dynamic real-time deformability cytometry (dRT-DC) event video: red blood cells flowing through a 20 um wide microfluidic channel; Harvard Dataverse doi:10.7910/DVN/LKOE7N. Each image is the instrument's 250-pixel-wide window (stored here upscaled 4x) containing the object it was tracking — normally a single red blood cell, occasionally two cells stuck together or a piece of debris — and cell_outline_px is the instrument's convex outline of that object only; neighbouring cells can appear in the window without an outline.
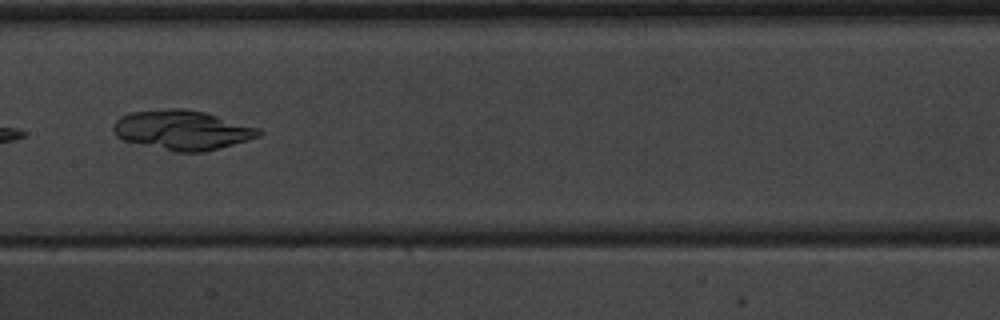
{"species": "common noctule bat (a hibernating species)", "species_latin": "Nyctalus noctula", "temperature_condition": "warm", "stored_images_in_passage": 7, "camera_frame_rate_fps": 3000, "um_per_image_px": 0.085, "animal": {"sex": "male", "body_mass_g": 20.1, "forearm_length_mm": 53.5}, "frame": {"image": 1, "passage_image": 6, "time_ms": 6.0, "image_size_px": [1000, 320], "cell_outline_px": [[264, 132], [260, 136], [204, 152], [176, 152], [124, 140], [116, 136], [112, 128], [116, 120], [120, 116], [132, 112], [176, 108], [180, 108], [204, 112], [260, 128]], "centroid_in_image_um": [15.5, 11.05], "position_along_channel_um": 191.9, "area_um2": 33.18}}
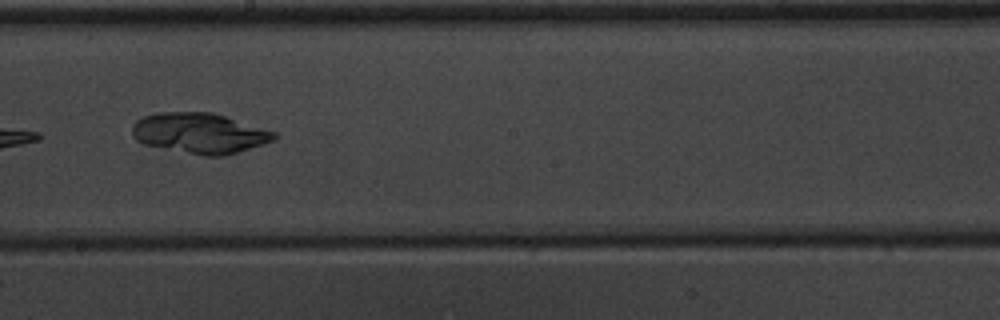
{"frame": {"image": 2, "passage_image": 7, "time_ms": 7.0, "image_size_px": [1000, 320], "cell_outline_px": [[280, 136], [276, 140], [264, 144], [224, 156], [204, 156], [144, 144], [136, 140], [132, 136], [132, 124], [136, 120], [144, 116], [156, 112], [212, 112], [276, 132]], "centroid_in_image_um": [16.98, 11.32], "position_along_channel_um": 231.2, "area_um2": 33.58}}